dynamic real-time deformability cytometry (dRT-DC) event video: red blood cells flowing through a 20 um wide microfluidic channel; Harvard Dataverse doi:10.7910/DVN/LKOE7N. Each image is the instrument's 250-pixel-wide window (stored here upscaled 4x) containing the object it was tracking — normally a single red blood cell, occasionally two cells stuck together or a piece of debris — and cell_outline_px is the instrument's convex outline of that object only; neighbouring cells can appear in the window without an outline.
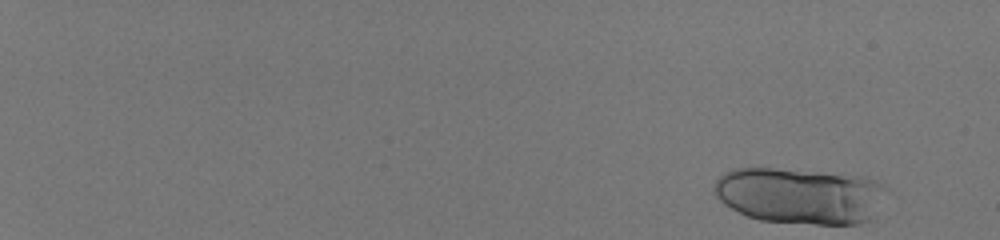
{"species": "human", "species_latin": "Homo sapiens", "temperature_condition": "room temperature", "stored_images_in_passage": 23, "camera_frame_rate_fps": 3000, "um_per_image_px": 0.085, "donor": {"sex": "male"}, "frame": {"image": 1, "passage_image": 1, "time_ms": 0.0, "image_size_px": [1000, 240], "cell_outline_px": [[880, 188], [872, 220], [860, 224], [816, 224], [760, 220], [748, 216], [724, 204], [716, 196], [712, 188], [716, 180], [724, 172], [736, 168], [772, 168], [860, 176], [872, 180], [880, 184]], "centroid_in_image_um": [67.86, 16.64], "position_along_channel_um": 17.1, "area_um2": 55.26}}
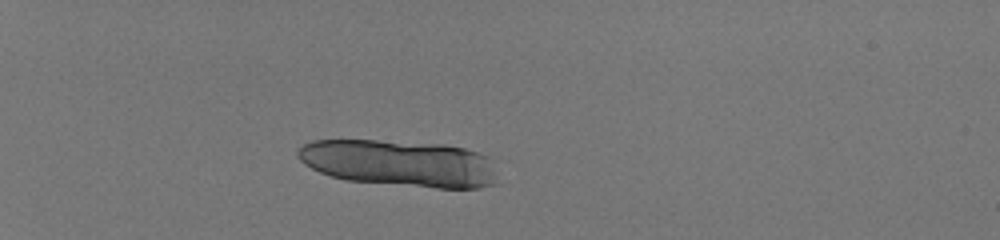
{"frame": {"image": 2, "passage_image": 16, "time_ms": 5.0, "image_size_px": [1000, 240], "cell_outline_px": [[496, 184], [480, 188], [436, 188], [348, 180], [332, 176], [320, 172], [304, 164], [296, 156], [296, 152], [304, 144], [312, 140], [376, 140], [444, 144], [464, 148], [488, 156]], "centroid_in_image_um": [33.93, 13.87], "position_along_channel_um": 51.1, "area_um2": 54.04}}